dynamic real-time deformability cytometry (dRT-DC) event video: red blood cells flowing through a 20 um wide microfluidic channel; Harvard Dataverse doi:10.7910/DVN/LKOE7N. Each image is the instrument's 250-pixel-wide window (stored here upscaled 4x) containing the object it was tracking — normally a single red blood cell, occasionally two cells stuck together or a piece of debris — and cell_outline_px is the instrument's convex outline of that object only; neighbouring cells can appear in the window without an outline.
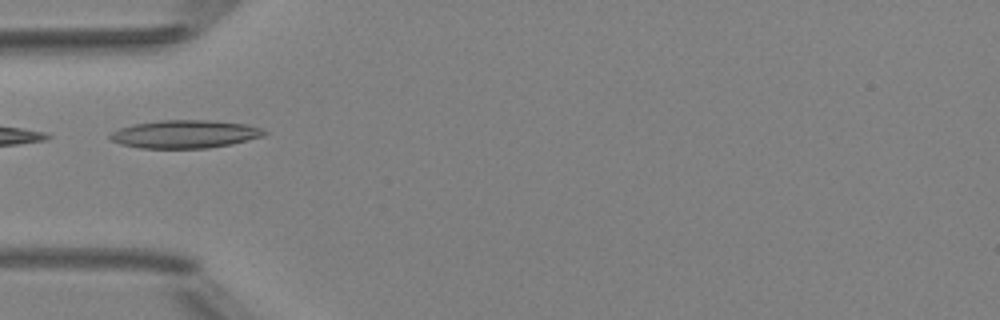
{"species": "Egyptian fruit bat (a non-hibernating species)", "species_latin": "Rousettus aegyptiacus", "temperature_condition": "room temperature", "stored_images_in_passage": 5, "camera_frame_rate_fps": 3000, "um_per_image_px": 0.085, "animal": {"sex": "female"}, "frame": {"image": 1, "passage_image": 4, "time_ms": 4.333, "image_size_px": [1000, 320], "cell_outline_px": [[268, 132], [264, 136], [232, 144], [208, 148], [140, 148], [120, 144], [112, 140], [108, 136], [112, 132], [120, 128], [132, 124], [160, 120], [208, 120], [244, 124], [260, 128]], "centroid_in_image_um": [15.7, 11.4], "position_along_channel_um": 69.3, "area_um2": 25.14}}
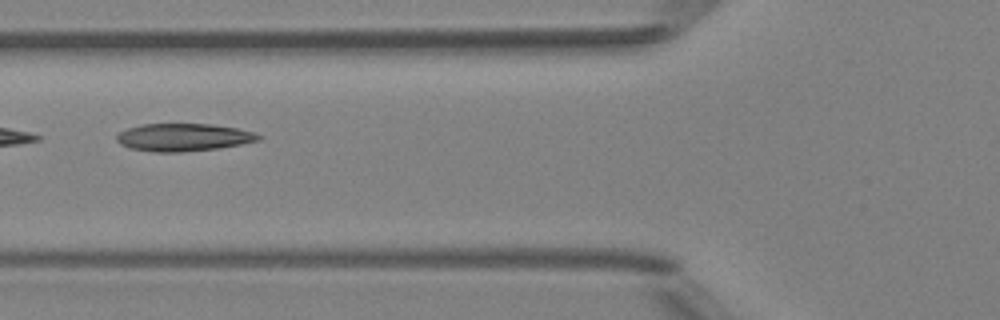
{"frame": {"image": 2, "passage_image": 5, "time_ms": 5.333, "image_size_px": [1000, 320], "cell_outline_px": [[264, 136], [260, 140], [240, 144], [216, 148], [180, 152], [152, 152], [132, 148], [120, 144], [116, 140], [116, 136], [120, 132], [128, 128], [144, 124], [212, 124], [236, 128], [256, 132]], "centroid_in_image_um": [15.62, 11.67], "position_along_channel_um": 110.2, "area_um2": 22.77}}